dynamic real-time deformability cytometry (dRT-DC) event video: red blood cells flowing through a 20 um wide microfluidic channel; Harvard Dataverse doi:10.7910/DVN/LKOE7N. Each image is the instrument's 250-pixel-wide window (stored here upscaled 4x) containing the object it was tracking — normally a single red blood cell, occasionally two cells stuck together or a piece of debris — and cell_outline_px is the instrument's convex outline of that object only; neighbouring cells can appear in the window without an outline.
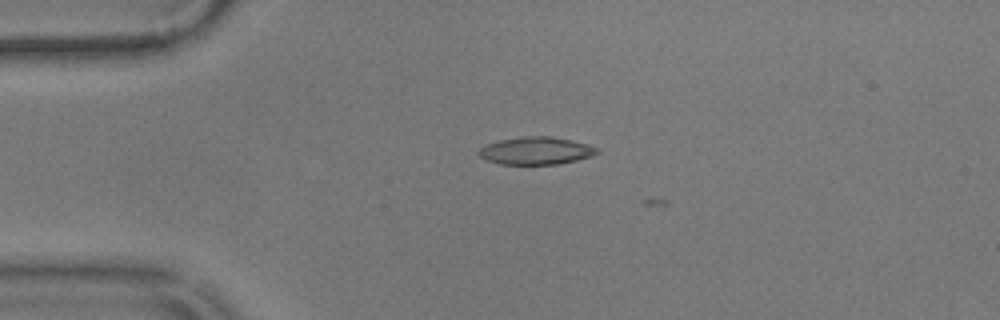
{"species": "common noctule bat (a hibernating species)", "species_latin": "Nyctalus noctula", "temperature_condition": "warm", "stored_images_in_passage": 4, "camera_frame_rate_fps": 3000, "um_per_image_px": 0.085, "animal": {"sex": "male", "body_mass_g": 17.9}, "frame": {"image": 1, "passage_image": 2, "time_ms": 0.333, "image_size_px": [1000, 320], "cell_outline_px": [[600, 152], [592, 156], [576, 160], [556, 164], [500, 164], [488, 160], [480, 156], [476, 152], [480, 148], [488, 144], [500, 140], [524, 136], [552, 136], [572, 140], [588, 144], [596, 148]], "centroid_in_image_um": [45.57, 12.81], "position_along_channel_um": 39.4, "area_um2": 18.9}}